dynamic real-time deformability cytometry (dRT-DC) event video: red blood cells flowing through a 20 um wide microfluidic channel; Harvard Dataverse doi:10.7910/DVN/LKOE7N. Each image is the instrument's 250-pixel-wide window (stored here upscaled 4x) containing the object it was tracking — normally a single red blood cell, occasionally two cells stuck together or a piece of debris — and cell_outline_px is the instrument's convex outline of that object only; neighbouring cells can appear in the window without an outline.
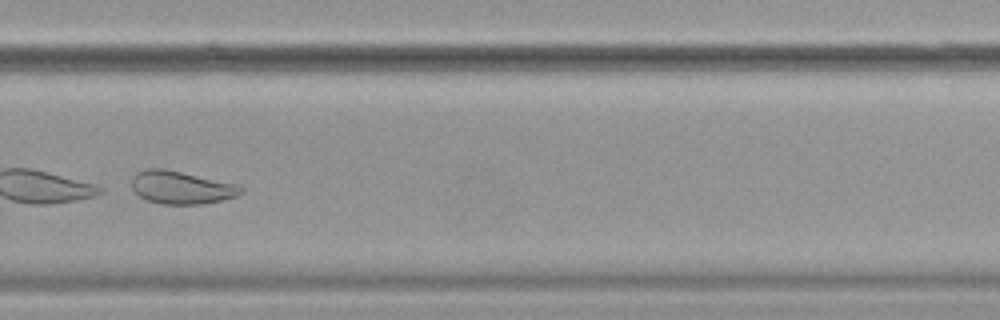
{"species": "common noctule bat (a hibernating species)", "species_latin": "Nyctalus noctula", "temperature_condition": "cold", "stored_images_in_passage": 38, "camera_frame_rate_fps": 3000, "um_per_image_px": 0.085, "animal": {"sex": "female", "body_mass_g": 19.9}, "frame": {"image": 1, "passage_image": 22, "time_ms": 7.0, "image_size_px": [1000, 320], "cell_outline_px": [[244, 192], [236, 196], [224, 200], [200, 204], [164, 204], [148, 200], [140, 196], [132, 188], [132, 176], [136, 172], [148, 168], [160, 168], [180, 172], [236, 184], [244, 188]], "centroid_in_image_um": [15.41, 15.94], "position_along_channel_um": 314.4, "area_um2": 20.69}}